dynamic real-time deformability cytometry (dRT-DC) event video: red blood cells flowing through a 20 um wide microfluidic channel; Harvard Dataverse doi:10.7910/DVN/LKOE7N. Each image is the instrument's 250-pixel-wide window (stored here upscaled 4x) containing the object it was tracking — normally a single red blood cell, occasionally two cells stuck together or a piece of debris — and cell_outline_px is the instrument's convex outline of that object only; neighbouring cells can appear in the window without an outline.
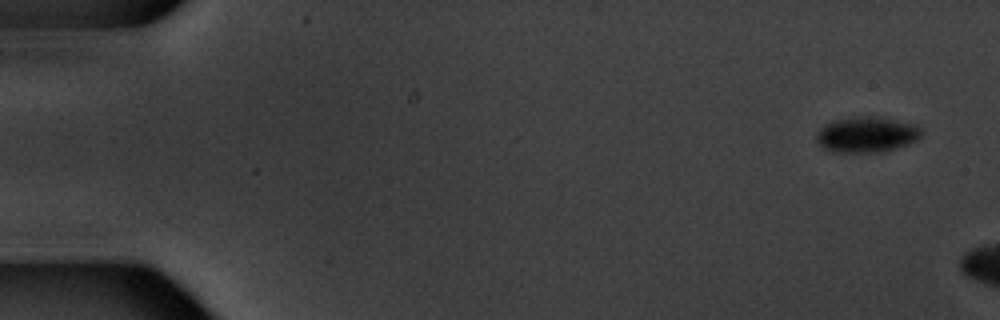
{"species": "common noctule bat (a hibernating species)", "species_latin": "Nyctalus noctula", "temperature_condition": "warm", "stored_images_in_passage": 4, "camera_frame_rate_fps": 3000, "um_per_image_px": 0.085, "animal": {"sex": "male", "body_mass_g": 20.1, "forearm_length_mm": 53.5}, "frame": {"image": 1, "passage_image": 1, "time_ms": 0.0, "image_size_px": [1000, 320], "cell_outline_px": [[924, 132], [916, 140], [908, 144], [884, 152], [832, 152], [824, 148], [816, 140], [816, 132], [824, 124], [832, 120], [856, 116], [872, 116], [916, 124]], "centroid_in_image_um": [73.65, 11.43], "position_along_channel_um": 11.4, "area_um2": 21.96}}